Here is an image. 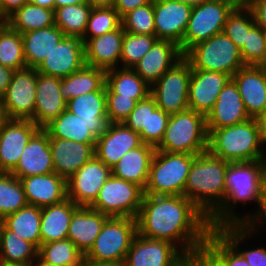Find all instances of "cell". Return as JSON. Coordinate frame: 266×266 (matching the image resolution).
Returning <instances> with one entry per match:
<instances>
[{
	"label": "cell",
	"mask_w": 266,
	"mask_h": 266,
	"mask_svg": "<svg viewBox=\"0 0 266 266\" xmlns=\"http://www.w3.org/2000/svg\"><path fill=\"white\" fill-rule=\"evenodd\" d=\"M266 140L258 119L214 129L208 136V151L229 163L266 160Z\"/></svg>",
	"instance_id": "cell-4"
},
{
	"label": "cell",
	"mask_w": 266,
	"mask_h": 266,
	"mask_svg": "<svg viewBox=\"0 0 266 266\" xmlns=\"http://www.w3.org/2000/svg\"><path fill=\"white\" fill-rule=\"evenodd\" d=\"M155 151L156 148L144 143L128 151L111 169L112 174L145 189Z\"/></svg>",
	"instance_id": "cell-30"
},
{
	"label": "cell",
	"mask_w": 266,
	"mask_h": 266,
	"mask_svg": "<svg viewBox=\"0 0 266 266\" xmlns=\"http://www.w3.org/2000/svg\"><path fill=\"white\" fill-rule=\"evenodd\" d=\"M66 110L86 121H97L101 117H107L106 84L99 91L70 99L66 104Z\"/></svg>",
	"instance_id": "cell-39"
},
{
	"label": "cell",
	"mask_w": 266,
	"mask_h": 266,
	"mask_svg": "<svg viewBox=\"0 0 266 266\" xmlns=\"http://www.w3.org/2000/svg\"><path fill=\"white\" fill-rule=\"evenodd\" d=\"M0 266H30V264L0 262Z\"/></svg>",
	"instance_id": "cell-68"
},
{
	"label": "cell",
	"mask_w": 266,
	"mask_h": 266,
	"mask_svg": "<svg viewBox=\"0 0 266 266\" xmlns=\"http://www.w3.org/2000/svg\"><path fill=\"white\" fill-rule=\"evenodd\" d=\"M136 234L135 218L108 217L83 260L123 264Z\"/></svg>",
	"instance_id": "cell-8"
},
{
	"label": "cell",
	"mask_w": 266,
	"mask_h": 266,
	"mask_svg": "<svg viewBox=\"0 0 266 266\" xmlns=\"http://www.w3.org/2000/svg\"><path fill=\"white\" fill-rule=\"evenodd\" d=\"M136 103L137 101L130 97L125 98L115 94L106 85V111L110 123H123L135 108Z\"/></svg>",
	"instance_id": "cell-51"
},
{
	"label": "cell",
	"mask_w": 266,
	"mask_h": 266,
	"mask_svg": "<svg viewBox=\"0 0 266 266\" xmlns=\"http://www.w3.org/2000/svg\"><path fill=\"white\" fill-rule=\"evenodd\" d=\"M78 207L67 198L58 204L41 208V245L67 239L69 224Z\"/></svg>",
	"instance_id": "cell-31"
},
{
	"label": "cell",
	"mask_w": 266,
	"mask_h": 266,
	"mask_svg": "<svg viewBox=\"0 0 266 266\" xmlns=\"http://www.w3.org/2000/svg\"><path fill=\"white\" fill-rule=\"evenodd\" d=\"M40 128L31 120L8 119L0 130V173H10L24 147Z\"/></svg>",
	"instance_id": "cell-18"
},
{
	"label": "cell",
	"mask_w": 266,
	"mask_h": 266,
	"mask_svg": "<svg viewBox=\"0 0 266 266\" xmlns=\"http://www.w3.org/2000/svg\"><path fill=\"white\" fill-rule=\"evenodd\" d=\"M259 122V126L262 129L263 136L266 140V108L262 112V114L257 118Z\"/></svg>",
	"instance_id": "cell-63"
},
{
	"label": "cell",
	"mask_w": 266,
	"mask_h": 266,
	"mask_svg": "<svg viewBox=\"0 0 266 266\" xmlns=\"http://www.w3.org/2000/svg\"><path fill=\"white\" fill-rule=\"evenodd\" d=\"M64 36L56 25L22 34L27 67L36 69Z\"/></svg>",
	"instance_id": "cell-32"
},
{
	"label": "cell",
	"mask_w": 266,
	"mask_h": 266,
	"mask_svg": "<svg viewBox=\"0 0 266 266\" xmlns=\"http://www.w3.org/2000/svg\"><path fill=\"white\" fill-rule=\"evenodd\" d=\"M7 116H6V113H5V110L3 108V106L1 105V102H0V130L2 129V126L3 124L7 121Z\"/></svg>",
	"instance_id": "cell-66"
},
{
	"label": "cell",
	"mask_w": 266,
	"mask_h": 266,
	"mask_svg": "<svg viewBox=\"0 0 266 266\" xmlns=\"http://www.w3.org/2000/svg\"><path fill=\"white\" fill-rule=\"evenodd\" d=\"M37 70L26 67L15 70L11 82L0 98L7 119L30 120L35 111Z\"/></svg>",
	"instance_id": "cell-13"
},
{
	"label": "cell",
	"mask_w": 266,
	"mask_h": 266,
	"mask_svg": "<svg viewBox=\"0 0 266 266\" xmlns=\"http://www.w3.org/2000/svg\"><path fill=\"white\" fill-rule=\"evenodd\" d=\"M153 1L154 0H115L113 7L122 18L129 11L145 6Z\"/></svg>",
	"instance_id": "cell-55"
},
{
	"label": "cell",
	"mask_w": 266,
	"mask_h": 266,
	"mask_svg": "<svg viewBox=\"0 0 266 266\" xmlns=\"http://www.w3.org/2000/svg\"><path fill=\"white\" fill-rule=\"evenodd\" d=\"M111 174V169L94 155L67 179V198L78 206L90 207Z\"/></svg>",
	"instance_id": "cell-14"
},
{
	"label": "cell",
	"mask_w": 266,
	"mask_h": 266,
	"mask_svg": "<svg viewBox=\"0 0 266 266\" xmlns=\"http://www.w3.org/2000/svg\"><path fill=\"white\" fill-rule=\"evenodd\" d=\"M195 156L189 153L156 150L144 194L184 196L188 174Z\"/></svg>",
	"instance_id": "cell-6"
},
{
	"label": "cell",
	"mask_w": 266,
	"mask_h": 266,
	"mask_svg": "<svg viewBox=\"0 0 266 266\" xmlns=\"http://www.w3.org/2000/svg\"><path fill=\"white\" fill-rule=\"evenodd\" d=\"M85 65L84 42L79 36H64L52 49L37 72L64 78L77 72Z\"/></svg>",
	"instance_id": "cell-16"
},
{
	"label": "cell",
	"mask_w": 266,
	"mask_h": 266,
	"mask_svg": "<svg viewBox=\"0 0 266 266\" xmlns=\"http://www.w3.org/2000/svg\"><path fill=\"white\" fill-rule=\"evenodd\" d=\"M106 84V71L84 65L81 69L62 78L61 95L68 102L70 99L88 92L99 91Z\"/></svg>",
	"instance_id": "cell-33"
},
{
	"label": "cell",
	"mask_w": 266,
	"mask_h": 266,
	"mask_svg": "<svg viewBox=\"0 0 266 266\" xmlns=\"http://www.w3.org/2000/svg\"><path fill=\"white\" fill-rule=\"evenodd\" d=\"M183 57L184 54L177 44L168 40H157L132 69L152 86Z\"/></svg>",
	"instance_id": "cell-26"
},
{
	"label": "cell",
	"mask_w": 266,
	"mask_h": 266,
	"mask_svg": "<svg viewBox=\"0 0 266 266\" xmlns=\"http://www.w3.org/2000/svg\"><path fill=\"white\" fill-rule=\"evenodd\" d=\"M265 49H266V33H265Z\"/></svg>",
	"instance_id": "cell-70"
},
{
	"label": "cell",
	"mask_w": 266,
	"mask_h": 266,
	"mask_svg": "<svg viewBox=\"0 0 266 266\" xmlns=\"http://www.w3.org/2000/svg\"><path fill=\"white\" fill-rule=\"evenodd\" d=\"M144 189L113 174L105 181L90 206L109 217H137L142 205Z\"/></svg>",
	"instance_id": "cell-9"
},
{
	"label": "cell",
	"mask_w": 266,
	"mask_h": 266,
	"mask_svg": "<svg viewBox=\"0 0 266 266\" xmlns=\"http://www.w3.org/2000/svg\"><path fill=\"white\" fill-rule=\"evenodd\" d=\"M255 25L251 11L246 6H236L228 15L223 32L241 49L246 42L247 32Z\"/></svg>",
	"instance_id": "cell-46"
},
{
	"label": "cell",
	"mask_w": 266,
	"mask_h": 266,
	"mask_svg": "<svg viewBox=\"0 0 266 266\" xmlns=\"http://www.w3.org/2000/svg\"><path fill=\"white\" fill-rule=\"evenodd\" d=\"M235 6H247L250 3V0H229Z\"/></svg>",
	"instance_id": "cell-67"
},
{
	"label": "cell",
	"mask_w": 266,
	"mask_h": 266,
	"mask_svg": "<svg viewBox=\"0 0 266 266\" xmlns=\"http://www.w3.org/2000/svg\"><path fill=\"white\" fill-rule=\"evenodd\" d=\"M206 116L194 110L170 114L162 142L156 150L197 155L208 151Z\"/></svg>",
	"instance_id": "cell-5"
},
{
	"label": "cell",
	"mask_w": 266,
	"mask_h": 266,
	"mask_svg": "<svg viewBox=\"0 0 266 266\" xmlns=\"http://www.w3.org/2000/svg\"><path fill=\"white\" fill-rule=\"evenodd\" d=\"M92 8L113 7L115 0H85Z\"/></svg>",
	"instance_id": "cell-59"
},
{
	"label": "cell",
	"mask_w": 266,
	"mask_h": 266,
	"mask_svg": "<svg viewBox=\"0 0 266 266\" xmlns=\"http://www.w3.org/2000/svg\"><path fill=\"white\" fill-rule=\"evenodd\" d=\"M192 6L176 0H154L155 36L158 40H168L180 47Z\"/></svg>",
	"instance_id": "cell-17"
},
{
	"label": "cell",
	"mask_w": 266,
	"mask_h": 266,
	"mask_svg": "<svg viewBox=\"0 0 266 266\" xmlns=\"http://www.w3.org/2000/svg\"><path fill=\"white\" fill-rule=\"evenodd\" d=\"M0 64L13 70L27 67L22 34L8 25L0 32Z\"/></svg>",
	"instance_id": "cell-43"
},
{
	"label": "cell",
	"mask_w": 266,
	"mask_h": 266,
	"mask_svg": "<svg viewBox=\"0 0 266 266\" xmlns=\"http://www.w3.org/2000/svg\"><path fill=\"white\" fill-rule=\"evenodd\" d=\"M38 256V248L23 240L0 222V262L30 264Z\"/></svg>",
	"instance_id": "cell-37"
},
{
	"label": "cell",
	"mask_w": 266,
	"mask_h": 266,
	"mask_svg": "<svg viewBox=\"0 0 266 266\" xmlns=\"http://www.w3.org/2000/svg\"><path fill=\"white\" fill-rule=\"evenodd\" d=\"M176 1L188 4L193 7V6L201 5L205 2H209L211 0H176Z\"/></svg>",
	"instance_id": "cell-64"
},
{
	"label": "cell",
	"mask_w": 266,
	"mask_h": 266,
	"mask_svg": "<svg viewBox=\"0 0 266 266\" xmlns=\"http://www.w3.org/2000/svg\"><path fill=\"white\" fill-rule=\"evenodd\" d=\"M27 2L28 0H0V18L6 19Z\"/></svg>",
	"instance_id": "cell-56"
},
{
	"label": "cell",
	"mask_w": 266,
	"mask_h": 266,
	"mask_svg": "<svg viewBox=\"0 0 266 266\" xmlns=\"http://www.w3.org/2000/svg\"><path fill=\"white\" fill-rule=\"evenodd\" d=\"M35 5H39L41 7H45L55 11V1L54 0H28Z\"/></svg>",
	"instance_id": "cell-61"
},
{
	"label": "cell",
	"mask_w": 266,
	"mask_h": 266,
	"mask_svg": "<svg viewBox=\"0 0 266 266\" xmlns=\"http://www.w3.org/2000/svg\"><path fill=\"white\" fill-rule=\"evenodd\" d=\"M260 223H262V227H264L263 226L264 223L266 224V200L263 206L260 208L258 214L247 224V226H249L256 233L258 232L256 230H259L257 229V226L258 227L261 226Z\"/></svg>",
	"instance_id": "cell-58"
},
{
	"label": "cell",
	"mask_w": 266,
	"mask_h": 266,
	"mask_svg": "<svg viewBox=\"0 0 266 266\" xmlns=\"http://www.w3.org/2000/svg\"><path fill=\"white\" fill-rule=\"evenodd\" d=\"M55 172L50 150L49 135L40 128L23 149L17 166L10 172L21 179Z\"/></svg>",
	"instance_id": "cell-23"
},
{
	"label": "cell",
	"mask_w": 266,
	"mask_h": 266,
	"mask_svg": "<svg viewBox=\"0 0 266 266\" xmlns=\"http://www.w3.org/2000/svg\"><path fill=\"white\" fill-rule=\"evenodd\" d=\"M184 57L190 62L192 69L218 71L231 77L246 66L240 49L224 32L195 44Z\"/></svg>",
	"instance_id": "cell-7"
},
{
	"label": "cell",
	"mask_w": 266,
	"mask_h": 266,
	"mask_svg": "<svg viewBox=\"0 0 266 266\" xmlns=\"http://www.w3.org/2000/svg\"><path fill=\"white\" fill-rule=\"evenodd\" d=\"M216 230L244 257L249 266H266V248L244 249L242 251L239 247L247 236L257 235L249 226L225 225L218 227Z\"/></svg>",
	"instance_id": "cell-42"
},
{
	"label": "cell",
	"mask_w": 266,
	"mask_h": 266,
	"mask_svg": "<svg viewBox=\"0 0 266 266\" xmlns=\"http://www.w3.org/2000/svg\"><path fill=\"white\" fill-rule=\"evenodd\" d=\"M49 142L55 173L66 180L95 155V143L59 138H49Z\"/></svg>",
	"instance_id": "cell-28"
},
{
	"label": "cell",
	"mask_w": 266,
	"mask_h": 266,
	"mask_svg": "<svg viewBox=\"0 0 266 266\" xmlns=\"http://www.w3.org/2000/svg\"><path fill=\"white\" fill-rule=\"evenodd\" d=\"M250 119L239 94L237 85L231 79L221 90L217 100L206 115L208 134L218 128L243 123Z\"/></svg>",
	"instance_id": "cell-24"
},
{
	"label": "cell",
	"mask_w": 266,
	"mask_h": 266,
	"mask_svg": "<svg viewBox=\"0 0 266 266\" xmlns=\"http://www.w3.org/2000/svg\"><path fill=\"white\" fill-rule=\"evenodd\" d=\"M148 120V96L136 103L128 118L123 122L128 128L139 133L147 130Z\"/></svg>",
	"instance_id": "cell-52"
},
{
	"label": "cell",
	"mask_w": 266,
	"mask_h": 266,
	"mask_svg": "<svg viewBox=\"0 0 266 266\" xmlns=\"http://www.w3.org/2000/svg\"><path fill=\"white\" fill-rule=\"evenodd\" d=\"M229 162L209 151L197 154L191 165L184 196L210 218L224 203Z\"/></svg>",
	"instance_id": "cell-3"
},
{
	"label": "cell",
	"mask_w": 266,
	"mask_h": 266,
	"mask_svg": "<svg viewBox=\"0 0 266 266\" xmlns=\"http://www.w3.org/2000/svg\"><path fill=\"white\" fill-rule=\"evenodd\" d=\"M38 256L53 266H82L84 258L69 239L42 244L38 248Z\"/></svg>",
	"instance_id": "cell-40"
},
{
	"label": "cell",
	"mask_w": 266,
	"mask_h": 266,
	"mask_svg": "<svg viewBox=\"0 0 266 266\" xmlns=\"http://www.w3.org/2000/svg\"><path fill=\"white\" fill-rule=\"evenodd\" d=\"M123 266H187V256L169 241L137 233Z\"/></svg>",
	"instance_id": "cell-12"
},
{
	"label": "cell",
	"mask_w": 266,
	"mask_h": 266,
	"mask_svg": "<svg viewBox=\"0 0 266 266\" xmlns=\"http://www.w3.org/2000/svg\"><path fill=\"white\" fill-rule=\"evenodd\" d=\"M121 25V17L114 7L92 8L83 38L101 36L118 29Z\"/></svg>",
	"instance_id": "cell-48"
},
{
	"label": "cell",
	"mask_w": 266,
	"mask_h": 266,
	"mask_svg": "<svg viewBox=\"0 0 266 266\" xmlns=\"http://www.w3.org/2000/svg\"><path fill=\"white\" fill-rule=\"evenodd\" d=\"M204 247L223 266H249L244 257L216 229L209 232Z\"/></svg>",
	"instance_id": "cell-47"
},
{
	"label": "cell",
	"mask_w": 266,
	"mask_h": 266,
	"mask_svg": "<svg viewBox=\"0 0 266 266\" xmlns=\"http://www.w3.org/2000/svg\"><path fill=\"white\" fill-rule=\"evenodd\" d=\"M30 266H53V265L49 264L48 262L44 261L39 256H37L34 260L31 261Z\"/></svg>",
	"instance_id": "cell-65"
},
{
	"label": "cell",
	"mask_w": 266,
	"mask_h": 266,
	"mask_svg": "<svg viewBox=\"0 0 266 266\" xmlns=\"http://www.w3.org/2000/svg\"><path fill=\"white\" fill-rule=\"evenodd\" d=\"M187 266H223L205 247L187 257Z\"/></svg>",
	"instance_id": "cell-53"
},
{
	"label": "cell",
	"mask_w": 266,
	"mask_h": 266,
	"mask_svg": "<svg viewBox=\"0 0 266 266\" xmlns=\"http://www.w3.org/2000/svg\"><path fill=\"white\" fill-rule=\"evenodd\" d=\"M92 7L86 2L56 8L55 25L66 36L84 37Z\"/></svg>",
	"instance_id": "cell-38"
},
{
	"label": "cell",
	"mask_w": 266,
	"mask_h": 266,
	"mask_svg": "<svg viewBox=\"0 0 266 266\" xmlns=\"http://www.w3.org/2000/svg\"><path fill=\"white\" fill-rule=\"evenodd\" d=\"M142 144L140 134L124 123H110L107 131L97 138L94 154L112 169L125 153Z\"/></svg>",
	"instance_id": "cell-19"
},
{
	"label": "cell",
	"mask_w": 266,
	"mask_h": 266,
	"mask_svg": "<svg viewBox=\"0 0 266 266\" xmlns=\"http://www.w3.org/2000/svg\"><path fill=\"white\" fill-rule=\"evenodd\" d=\"M61 82L60 77L37 72L35 111L30 120L39 128H44L66 109L67 102L60 92Z\"/></svg>",
	"instance_id": "cell-22"
},
{
	"label": "cell",
	"mask_w": 266,
	"mask_h": 266,
	"mask_svg": "<svg viewBox=\"0 0 266 266\" xmlns=\"http://www.w3.org/2000/svg\"><path fill=\"white\" fill-rule=\"evenodd\" d=\"M109 216L91 207L79 206L73 213L67 239L85 255L95 242Z\"/></svg>",
	"instance_id": "cell-29"
},
{
	"label": "cell",
	"mask_w": 266,
	"mask_h": 266,
	"mask_svg": "<svg viewBox=\"0 0 266 266\" xmlns=\"http://www.w3.org/2000/svg\"><path fill=\"white\" fill-rule=\"evenodd\" d=\"M192 73L190 62L183 57L150 88L157 106L174 114L189 109V82Z\"/></svg>",
	"instance_id": "cell-11"
},
{
	"label": "cell",
	"mask_w": 266,
	"mask_h": 266,
	"mask_svg": "<svg viewBox=\"0 0 266 266\" xmlns=\"http://www.w3.org/2000/svg\"><path fill=\"white\" fill-rule=\"evenodd\" d=\"M82 266H123V264L113 262H99L94 260H83Z\"/></svg>",
	"instance_id": "cell-60"
},
{
	"label": "cell",
	"mask_w": 266,
	"mask_h": 266,
	"mask_svg": "<svg viewBox=\"0 0 266 266\" xmlns=\"http://www.w3.org/2000/svg\"><path fill=\"white\" fill-rule=\"evenodd\" d=\"M235 7L229 0H211L193 6L181 42V52L185 54L195 44L223 32L227 17Z\"/></svg>",
	"instance_id": "cell-10"
},
{
	"label": "cell",
	"mask_w": 266,
	"mask_h": 266,
	"mask_svg": "<svg viewBox=\"0 0 266 266\" xmlns=\"http://www.w3.org/2000/svg\"><path fill=\"white\" fill-rule=\"evenodd\" d=\"M121 23L125 32L155 35L154 1L129 11L121 18Z\"/></svg>",
	"instance_id": "cell-49"
},
{
	"label": "cell",
	"mask_w": 266,
	"mask_h": 266,
	"mask_svg": "<svg viewBox=\"0 0 266 266\" xmlns=\"http://www.w3.org/2000/svg\"><path fill=\"white\" fill-rule=\"evenodd\" d=\"M170 114L160 109L154 97L148 95L147 130L139 132L144 144L157 148L163 140Z\"/></svg>",
	"instance_id": "cell-45"
},
{
	"label": "cell",
	"mask_w": 266,
	"mask_h": 266,
	"mask_svg": "<svg viewBox=\"0 0 266 266\" xmlns=\"http://www.w3.org/2000/svg\"><path fill=\"white\" fill-rule=\"evenodd\" d=\"M28 205L23 185L11 173H0V220Z\"/></svg>",
	"instance_id": "cell-41"
},
{
	"label": "cell",
	"mask_w": 266,
	"mask_h": 266,
	"mask_svg": "<svg viewBox=\"0 0 266 266\" xmlns=\"http://www.w3.org/2000/svg\"><path fill=\"white\" fill-rule=\"evenodd\" d=\"M245 65L264 66L266 64L265 32L255 25L247 32L246 42L240 49Z\"/></svg>",
	"instance_id": "cell-50"
},
{
	"label": "cell",
	"mask_w": 266,
	"mask_h": 266,
	"mask_svg": "<svg viewBox=\"0 0 266 266\" xmlns=\"http://www.w3.org/2000/svg\"><path fill=\"white\" fill-rule=\"evenodd\" d=\"M124 29L107 32L94 38H82L84 42L85 64L108 71L119 67Z\"/></svg>",
	"instance_id": "cell-25"
},
{
	"label": "cell",
	"mask_w": 266,
	"mask_h": 266,
	"mask_svg": "<svg viewBox=\"0 0 266 266\" xmlns=\"http://www.w3.org/2000/svg\"><path fill=\"white\" fill-rule=\"evenodd\" d=\"M15 70L0 64V98L6 92Z\"/></svg>",
	"instance_id": "cell-57"
},
{
	"label": "cell",
	"mask_w": 266,
	"mask_h": 266,
	"mask_svg": "<svg viewBox=\"0 0 266 266\" xmlns=\"http://www.w3.org/2000/svg\"><path fill=\"white\" fill-rule=\"evenodd\" d=\"M246 7L251 11L256 25L266 33V0H252Z\"/></svg>",
	"instance_id": "cell-54"
},
{
	"label": "cell",
	"mask_w": 266,
	"mask_h": 266,
	"mask_svg": "<svg viewBox=\"0 0 266 266\" xmlns=\"http://www.w3.org/2000/svg\"><path fill=\"white\" fill-rule=\"evenodd\" d=\"M109 124L108 117H101L97 121H86L65 109L43 129L49 138L96 143L97 138L107 131Z\"/></svg>",
	"instance_id": "cell-15"
},
{
	"label": "cell",
	"mask_w": 266,
	"mask_h": 266,
	"mask_svg": "<svg viewBox=\"0 0 266 266\" xmlns=\"http://www.w3.org/2000/svg\"><path fill=\"white\" fill-rule=\"evenodd\" d=\"M6 21L11 29L25 34L55 25L54 10L27 2L9 15Z\"/></svg>",
	"instance_id": "cell-35"
},
{
	"label": "cell",
	"mask_w": 266,
	"mask_h": 266,
	"mask_svg": "<svg viewBox=\"0 0 266 266\" xmlns=\"http://www.w3.org/2000/svg\"><path fill=\"white\" fill-rule=\"evenodd\" d=\"M0 222L12 232L18 234L23 240L41 246L40 224L41 208L26 205L18 211L5 216Z\"/></svg>",
	"instance_id": "cell-34"
},
{
	"label": "cell",
	"mask_w": 266,
	"mask_h": 266,
	"mask_svg": "<svg viewBox=\"0 0 266 266\" xmlns=\"http://www.w3.org/2000/svg\"><path fill=\"white\" fill-rule=\"evenodd\" d=\"M232 80L237 85L247 114L257 119L266 108V67L246 65L232 76Z\"/></svg>",
	"instance_id": "cell-21"
},
{
	"label": "cell",
	"mask_w": 266,
	"mask_h": 266,
	"mask_svg": "<svg viewBox=\"0 0 266 266\" xmlns=\"http://www.w3.org/2000/svg\"><path fill=\"white\" fill-rule=\"evenodd\" d=\"M106 85L120 97L139 102L150 95L149 86L132 68H115L106 71Z\"/></svg>",
	"instance_id": "cell-36"
},
{
	"label": "cell",
	"mask_w": 266,
	"mask_h": 266,
	"mask_svg": "<svg viewBox=\"0 0 266 266\" xmlns=\"http://www.w3.org/2000/svg\"><path fill=\"white\" fill-rule=\"evenodd\" d=\"M231 79L230 75L222 72L192 69L188 94L189 109L206 116L221 90Z\"/></svg>",
	"instance_id": "cell-20"
},
{
	"label": "cell",
	"mask_w": 266,
	"mask_h": 266,
	"mask_svg": "<svg viewBox=\"0 0 266 266\" xmlns=\"http://www.w3.org/2000/svg\"><path fill=\"white\" fill-rule=\"evenodd\" d=\"M7 26V21L4 18H0V32Z\"/></svg>",
	"instance_id": "cell-69"
},
{
	"label": "cell",
	"mask_w": 266,
	"mask_h": 266,
	"mask_svg": "<svg viewBox=\"0 0 266 266\" xmlns=\"http://www.w3.org/2000/svg\"><path fill=\"white\" fill-rule=\"evenodd\" d=\"M136 221L139 235L169 241L187 257L204 247L212 230L209 218L185 196L144 194Z\"/></svg>",
	"instance_id": "cell-1"
},
{
	"label": "cell",
	"mask_w": 266,
	"mask_h": 266,
	"mask_svg": "<svg viewBox=\"0 0 266 266\" xmlns=\"http://www.w3.org/2000/svg\"><path fill=\"white\" fill-rule=\"evenodd\" d=\"M20 181L29 205L43 208L67 199V180L55 172L24 177Z\"/></svg>",
	"instance_id": "cell-27"
},
{
	"label": "cell",
	"mask_w": 266,
	"mask_h": 266,
	"mask_svg": "<svg viewBox=\"0 0 266 266\" xmlns=\"http://www.w3.org/2000/svg\"><path fill=\"white\" fill-rule=\"evenodd\" d=\"M158 40L155 35L124 33L121 68H133Z\"/></svg>",
	"instance_id": "cell-44"
},
{
	"label": "cell",
	"mask_w": 266,
	"mask_h": 266,
	"mask_svg": "<svg viewBox=\"0 0 266 266\" xmlns=\"http://www.w3.org/2000/svg\"><path fill=\"white\" fill-rule=\"evenodd\" d=\"M226 195L223 205L209 218L211 229L225 225H247L266 200V160L229 163L226 171ZM254 201L258 206L250 216L238 215L233 205Z\"/></svg>",
	"instance_id": "cell-2"
},
{
	"label": "cell",
	"mask_w": 266,
	"mask_h": 266,
	"mask_svg": "<svg viewBox=\"0 0 266 266\" xmlns=\"http://www.w3.org/2000/svg\"><path fill=\"white\" fill-rule=\"evenodd\" d=\"M55 1V9L59 7H64L68 5H75L84 2L85 0H54Z\"/></svg>",
	"instance_id": "cell-62"
}]
</instances>
